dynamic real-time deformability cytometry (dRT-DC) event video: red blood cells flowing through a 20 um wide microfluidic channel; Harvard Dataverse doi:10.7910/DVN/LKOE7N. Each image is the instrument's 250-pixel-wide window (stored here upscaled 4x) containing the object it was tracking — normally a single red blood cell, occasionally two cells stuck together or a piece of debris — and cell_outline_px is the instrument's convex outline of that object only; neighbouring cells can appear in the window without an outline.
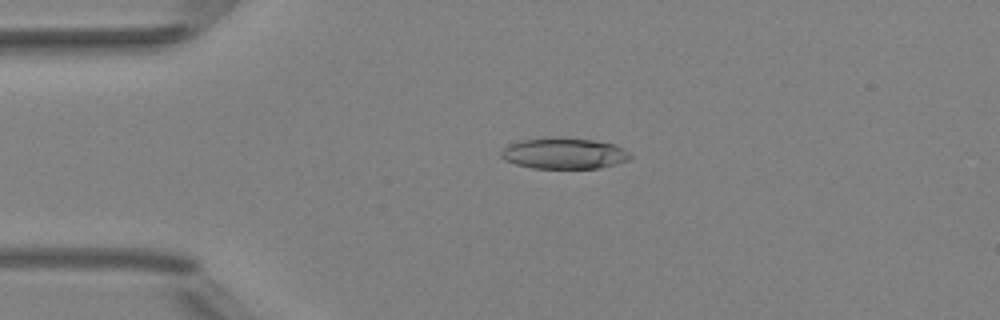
{"species": "Egyptian fruit bat (a non-hibernating species)", "species_latin": "Rousettus aegyptiacus", "temperature_condition": "room temperature", "stored_images_in_passage": 5, "camera_frame_rate_fps": 3000, "um_per_image_px": 0.085, "animal": {"sex": "female"}, "frame": {"image": 1, "passage_image": 3, "time_ms": 2.333, "image_size_px": [1000, 320], "cell_outline_px": [[632, 156], [628, 160], [600, 168], [532, 168], [516, 164], [504, 160], [500, 156], [500, 152], [508, 144], [520, 140], [592, 140], [612, 144], [628, 152]], "centroid_in_image_um": [47.91, 13.09], "position_along_channel_um": 37.1, "area_um2": 22.31}}
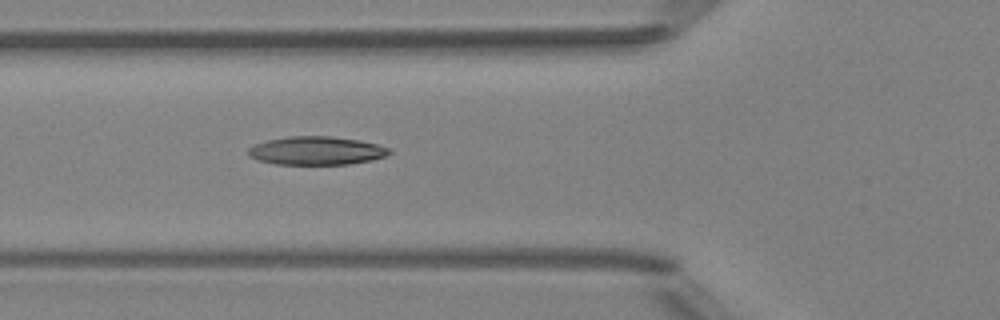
{"frame": {"image": 2, "passage_image": 5, "time_ms": 4.667, "image_size_px": [1000, 320], "cell_outline_px": [[392, 152], [384, 156], [372, 160], [348, 164], [276, 164], [260, 160], [248, 156], [248, 148], [256, 144], [268, 140], [288, 136], [332, 136], [360, 140], [376, 144], [388, 148]], "centroid_in_image_um": [26.89, 12.8], "position_along_channel_um": 98.9, "area_um2": 23.18}}